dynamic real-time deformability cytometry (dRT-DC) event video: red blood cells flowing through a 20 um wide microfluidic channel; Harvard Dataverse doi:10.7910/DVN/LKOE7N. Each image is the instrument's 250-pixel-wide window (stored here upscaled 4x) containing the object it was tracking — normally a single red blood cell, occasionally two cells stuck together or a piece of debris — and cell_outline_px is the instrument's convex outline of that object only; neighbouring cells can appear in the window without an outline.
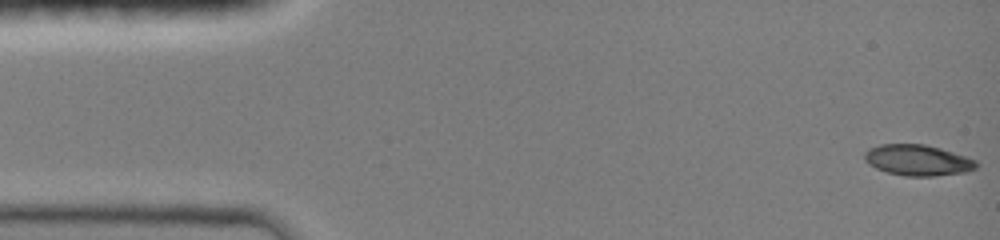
{"species": "common noctule bat (a hibernating species)", "species_latin": "Nyctalus noctula", "temperature_condition": "room temperature", "stored_images_in_passage": 51, "camera_frame_rate_fps": 3000, "um_per_image_px": 0.085, "animal": {"sex": "female", "body_mass_g": 19.0, "forearm_length_mm": 51.5}, "frame": {"image": 1, "passage_image": 1, "time_ms": 0.0, "image_size_px": [1000, 240], "cell_outline_px": [[976, 168], [964, 172], [932, 176], [904, 176], [888, 172], [876, 168], [864, 160], [864, 152], [880, 144], [924, 144], [940, 148], [976, 160]], "centroid_in_image_um": [77.98, 13.61], "position_along_channel_um": 7.0, "area_um2": 19.83}}
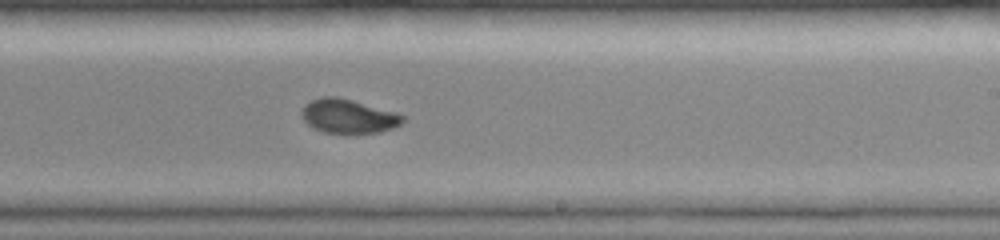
{"frame": {"image": 2, "passage_image": 23, "time_ms": 9.0, "image_size_px": [1000, 240], "cell_outline_px": [[404, 120], [400, 124], [392, 128], [380, 132], [324, 132], [312, 128], [300, 116], [300, 112], [304, 104], [312, 100], [324, 96], [336, 96], [352, 100], [396, 112], [404, 116]], "centroid_in_image_um": [29.57, 9.86], "position_along_channel_um": 259.4, "area_um2": 19.88}}
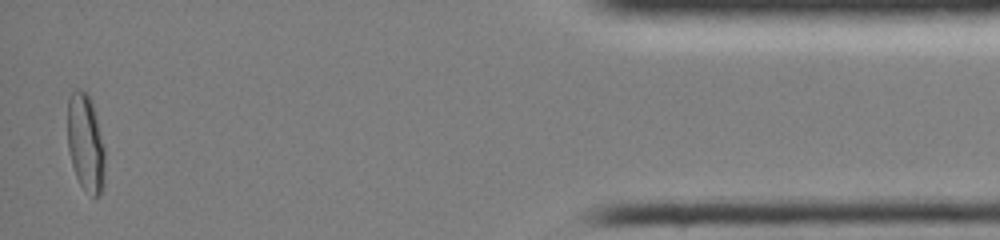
{"frame": {"image": 3, "passage_image": 49, "time_ms": 14.667, "image_size_px": [1000, 240], "cell_outline_px": [[104, 184], [100, 196], [92, 196], [80, 184], [76, 176], [68, 152], [68, 100], [72, 92], [76, 88], [80, 88], [92, 100], [104, 148]], "centroid_in_image_um": [7.27, 12.15], "position_along_channel_um": 427.9, "area_um2": 21.15}, "authors_computed_cell_mechanics": {"area_um2": 19.9988, "velocity_mm_per_s": 4.1727, "shape_relaxation_time_tau1_ms": null, "shape_relaxation_time_tau2_ms": 1.335, "deformation_change_tau1": null, "deformation_change_tau2": 0.0387}}